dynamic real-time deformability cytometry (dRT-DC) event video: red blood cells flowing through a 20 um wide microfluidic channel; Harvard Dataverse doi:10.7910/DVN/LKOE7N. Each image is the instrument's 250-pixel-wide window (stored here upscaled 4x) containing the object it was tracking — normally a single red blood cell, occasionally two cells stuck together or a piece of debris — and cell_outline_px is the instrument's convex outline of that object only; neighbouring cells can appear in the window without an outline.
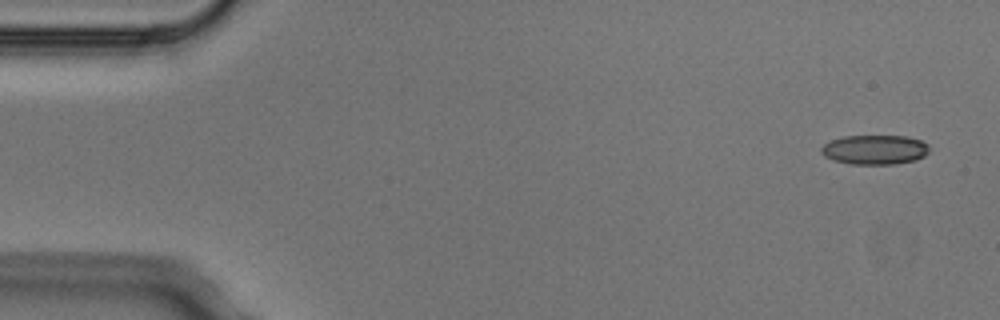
{"species": "Egyptian fruit bat (a non-hibernating species)", "species_latin": "Rousettus aegyptiacus", "temperature_condition": "cold", "stored_images_in_passage": 7, "camera_frame_rate_fps": 3000, "um_per_image_px": 0.085, "animal": {"sex": "male"}, "frame": {"image": 1, "passage_image": 1, "time_ms": 0.0, "image_size_px": [1000, 320], "cell_outline_px": [[928, 152], [924, 156], [916, 160], [896, 164], [848, 164], [832, 160], [824, 156], [820, 152], [820, 148], [824, 144], [832, 140], [844, 136], [908, 136], [920, 140], [928, 144]], "centroid_in_image_um": [74.34, 12.73], "position_along_channel_um": 10.7, "area_um2": 18.73}}
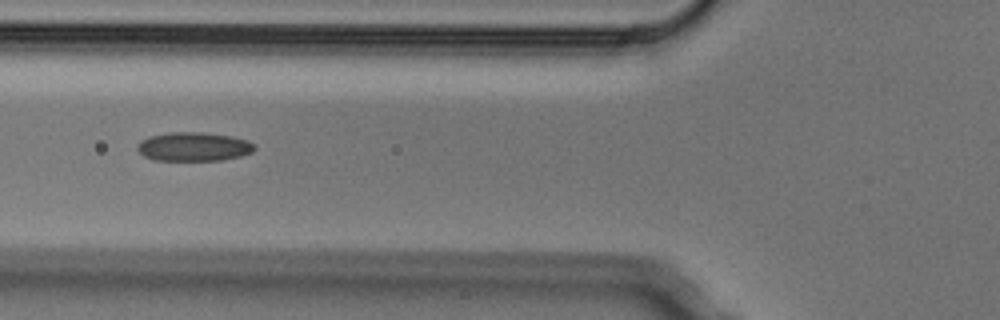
{"frame": {"image": 2, "passage_image": 5, "time_ms": 1.333, "image_size_px": [1000, 320], "cell_outline_px": [[256, 148], [252, 152], [240, 156], [220, 160], [152, 160], [144, 156], [136, 148], [136, 144], [140, 140], [148, 136], [172, 132], [200, 132], [232, 136], [248, 140], [256, 144]], "centroid_in_image_um": [16.45, 12.46], "position_along_channel_um": 109.3, "area_um2": 19.88}}
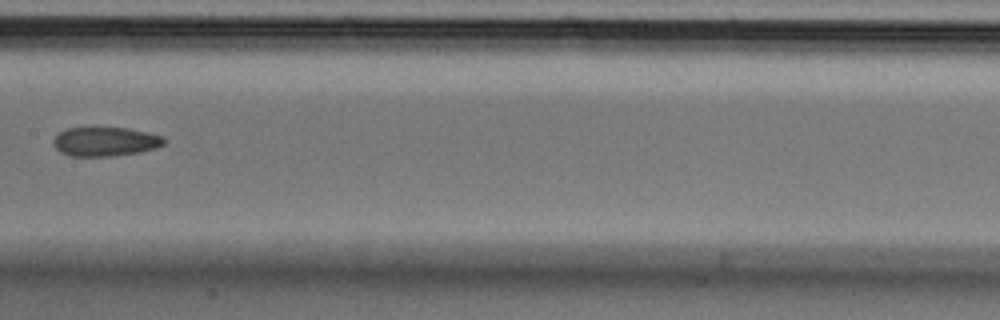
{"frame": {"image": 3, "passage_image": 7, "time_ms": 2.0, "image_size_px": [1000, 320], "cell_outline_px": [[168, 140], [164, 144], [156, 148], [140, 152], [112, 156], [68, 156], [60, 152], [52, 144], [52, 140], [64, 128], [92, 124], [128, 128], [148, 132], [164, 136]], "centroid_in_image_um": [8.92, 11.98], "position_along_channel_um": 198.5, "area_um2": 19.94}}